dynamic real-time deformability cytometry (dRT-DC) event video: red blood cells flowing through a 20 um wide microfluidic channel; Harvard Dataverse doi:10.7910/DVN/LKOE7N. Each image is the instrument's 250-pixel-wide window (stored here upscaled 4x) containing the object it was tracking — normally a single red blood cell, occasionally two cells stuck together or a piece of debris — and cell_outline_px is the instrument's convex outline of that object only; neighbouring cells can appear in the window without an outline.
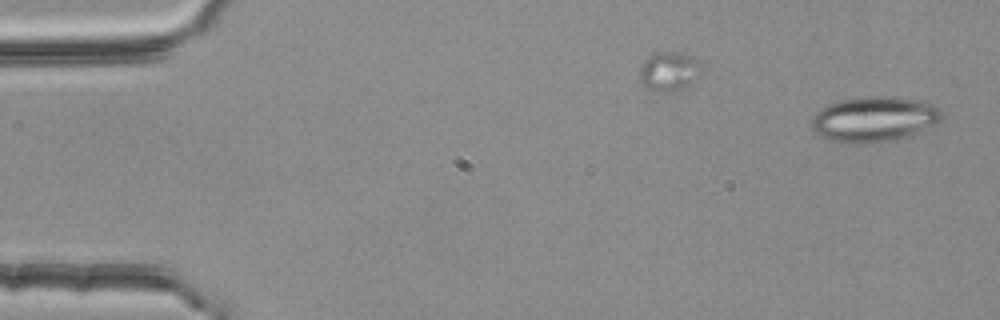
{"species": "common noctule bat (a hibernating species)", "species_latin": "Nyctalus noctula", "temperature_condition": "room temperature", "stored_images_in_passage": 12, "camera_frame_rate_fps": 3000, "um_per_image_px": 0.085, "animal": {"sex": "female", "body_mass_g": 25.1}, "frame": {"image": 1, "passage_image": 1, "time_ms": 0.0, "image_size_px": [1000, 320], "cell_outline_px": [[944, 116], [940, 120], [932, 124], [904, 136], [888, 140], [852, 144], [832, 140], [820, 136], [812, 128], [812, 116], [820, 108], [828, 104], [840, 100], [864, 96], [892, 96], [920, 100], [932, 104], [940, 108]], "centroid_in_image_um": [74.25, 10.09], "position_along_channel_um": 10.7, "area_um2": 33.87}}